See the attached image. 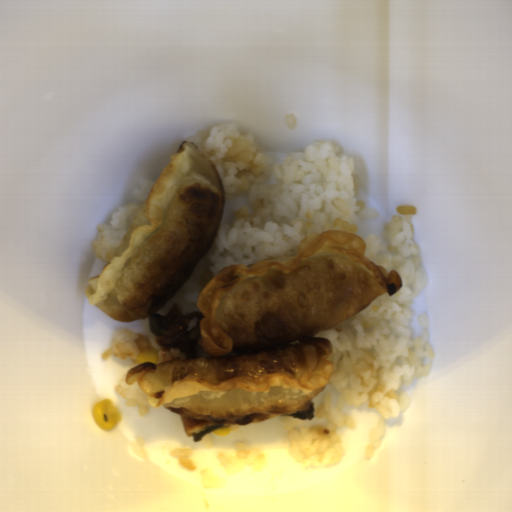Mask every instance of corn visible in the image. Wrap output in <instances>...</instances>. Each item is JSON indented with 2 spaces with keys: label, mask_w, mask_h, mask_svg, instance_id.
Returning <instances> with one entry per match:
<instances>
[{
  "label": "corn",
  "mask_w": 512,
  "mask_h": 512,
  "mask_svg": "<svg viewBox=\"0 0 512 512\" xmlns=\"http://www.w3.org/2000/svg\"><path fill=\"white\" fill-rule=\"evenodd\" d=\"M160 356L157 351H142L137 355V363L140 365L142 363H154L157 365Z\"/></svg>",
  "instance_id": "f1292c28"
},
{
  "label": "corn",
  "mask_w": 512,
  "mask_h": 512,
  "mask_svg": "<svg viewBox=\"0 0 512 512\" xmlns=\"http://www.w3.org/2000/svg\"><path fill=\"white\" fill-rule=\"evenodd\" d=\"M233 430L232 425L221 426L217 429L211 430L215 435L229 436Z\"/></svg>",
  "instance_id": "5cfa1b94"
},
{
  "label": "corn",
  "mask_w": 512,
  "mask_h": 512,
  "mask_svg": "<svg viewBox=\"0 0 512 512\" xmlns=\"http://www.w3.org/2000/svg\"><path fill=\"white\" fill-rule=\"evenodd\" d=\"M91 414L100 429L110 431L114 429L122 419V413L109 399H105L96 404L92 408Z\"/></svg>",
  "instance_id": "51d56268"
}]
</instances>
